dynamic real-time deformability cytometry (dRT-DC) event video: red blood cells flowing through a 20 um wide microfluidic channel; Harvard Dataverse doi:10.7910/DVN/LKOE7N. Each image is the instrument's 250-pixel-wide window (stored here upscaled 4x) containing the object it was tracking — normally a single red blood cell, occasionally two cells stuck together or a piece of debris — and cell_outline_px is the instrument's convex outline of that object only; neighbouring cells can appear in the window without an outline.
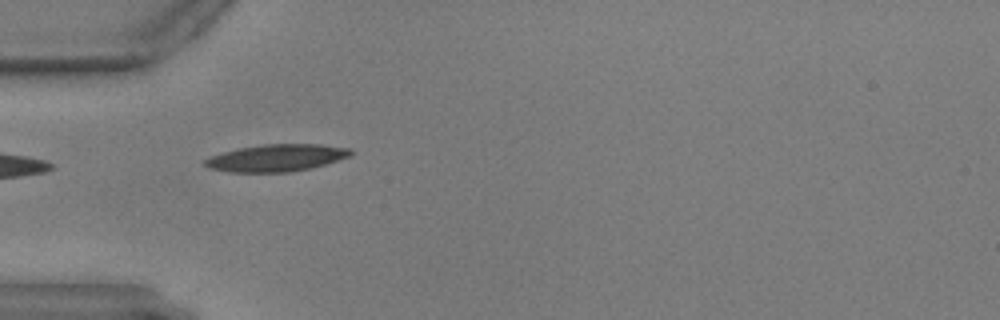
{"species": "common noctule bat (a hibernating species)", "species_latin": "Nyctalus noctula", "temperature_condition": "warm", "stored_images_in_passage": 3, "camera_frame_rate_fps": 3000, "um_per_image_px": 0.085, "animal": {"sex": "male", "body_mass_g": 17.9, "forearm_length_mm": 54.2}, "frame": {"image": 1, "passage_image": 1, "time_ms": 0.0, "image_size_px": [1000, 320], "cell_outline_px": [[352, 156], [312, 168], [292, 172], [228, 172], [208, 168], [204, 164], [204, 160], [212, 156], [224, 152], [240, 148], [264, 144], [320, 144], [352, 148]], "centroid_in_image_um": [23.55, 13.42], "position_along_channel_um": 61.5, "area_um2": 23.12}}